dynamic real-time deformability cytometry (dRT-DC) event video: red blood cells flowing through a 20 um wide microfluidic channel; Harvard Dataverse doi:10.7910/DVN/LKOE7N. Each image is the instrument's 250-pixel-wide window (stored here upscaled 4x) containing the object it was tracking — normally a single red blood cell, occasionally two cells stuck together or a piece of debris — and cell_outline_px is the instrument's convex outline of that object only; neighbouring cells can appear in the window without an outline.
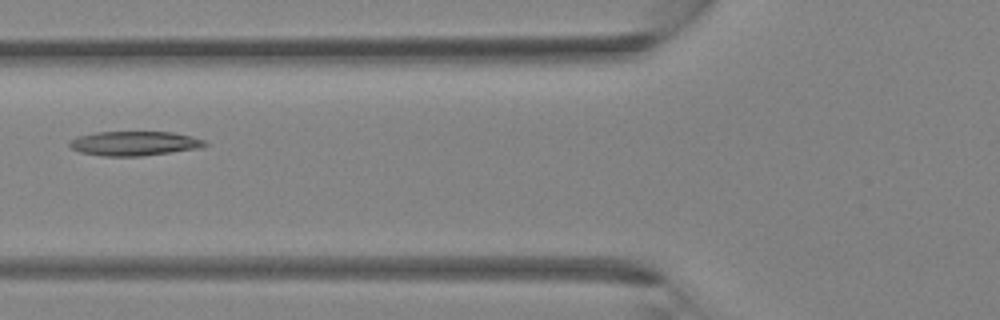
{"species": "Egyptian fruit bat (a non-hibernating species)", "species_latin": "Rousettus aegyptiacus", "temperature_condition": "room temperature", "stored_images_in_passage": 5, "camera_frame_rate_fps": 3000, "um_per_image_px": 0.085, "animal": {"sex": "female"}, "frame": {"image": 1, "passage_image": 5, "time_ms": 4.667, "image_size_px": [1000, 320], "cell_outline_px": [[208, 144], [200, 148], [140, 156], [104, 156], [80, 152], [72, 148], [68, 144], [68, 140], [76, 136], [96, 132], [172, 132], [192, 136], [204, 140]], "centroid_in_image_um": [11.38, 12.18], "position_along_channel_um": 114.4, "area_um2": 19.25}}